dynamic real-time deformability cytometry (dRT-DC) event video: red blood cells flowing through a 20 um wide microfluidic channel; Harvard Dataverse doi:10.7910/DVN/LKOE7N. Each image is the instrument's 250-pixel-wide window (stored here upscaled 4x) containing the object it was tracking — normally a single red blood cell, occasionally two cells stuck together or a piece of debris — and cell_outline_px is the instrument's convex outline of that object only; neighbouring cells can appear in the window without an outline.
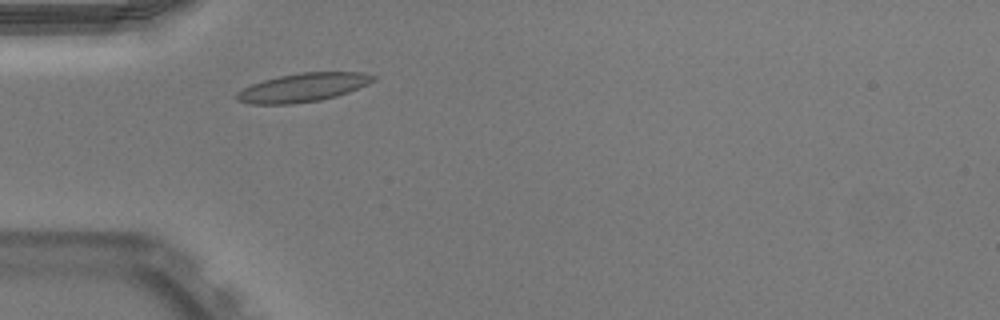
{"species": "Egyptian fruit bat (a non-hibernating species)", "species_latin": "Rousettus aegyptiacus", "temperature_condition": "warm", "stored_images_in_passage": 37, "camera_frame_rate_fps": 3000, "um_per_image_px": 0.085, "animal": {"sex": "male"}, "frame": {"image": 1, "passage_image": 1, "time_ms": 0.0, "image_size_px": [1000, 320], "cell_outline_px": [[376, 80], [368, 84], [348, 92], [336, 96], [320, 100], [292, 104], [252, 104], [236, 100], [232, 96], [236, 92], [252, 84], [264, 80], [280, 76], [300, 72], [364, 72], [376, 76]], "centroid_in_image_um": [25.74, 7.44], "position_along_channel_um": 59.3, "area_um2": 22.83}, "authors_computed_cell_mechanics": {"area_um2": 21.2126, "velocity_mm_per_s": 3.9088, "shape_relaxation_time_tau1_ms": 2.2661, "shape_relaxation_time_tau2_ms": 2.4185, "deformation_change_tau1": 0.1055, "deformation_change_tau2": 0.0861}}